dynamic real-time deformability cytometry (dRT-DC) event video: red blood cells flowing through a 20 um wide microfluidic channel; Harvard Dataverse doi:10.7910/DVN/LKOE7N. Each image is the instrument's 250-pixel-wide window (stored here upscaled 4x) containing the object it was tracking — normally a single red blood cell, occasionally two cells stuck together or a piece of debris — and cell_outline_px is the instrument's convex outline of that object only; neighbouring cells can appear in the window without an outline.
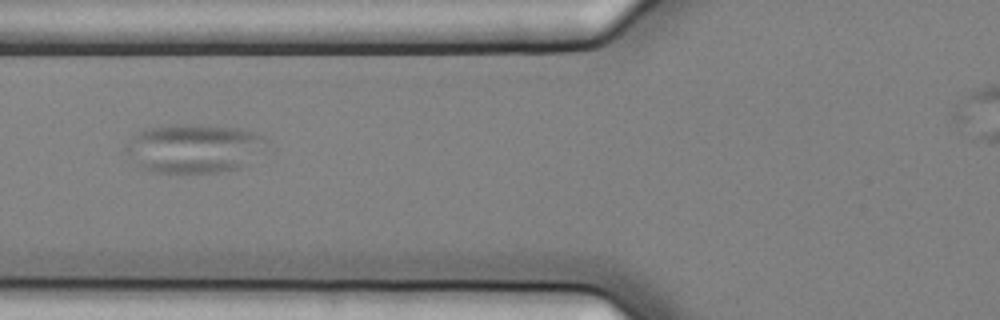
{"species": "common noctule bat (a hibernating species)", "species_latin": "Nyctalus noctula", "temperature_condition": "cold", "stored_images_in_passage": 9, "camera_frame_rate_fps": 3000, "um_per_image_px": 0.085, "animal": {"sex": "female", "body_mass_g": 25.1}, "frame": {"image": 1, "passage_image": 6, "time_ms": 1.667, "image_size_px": [1000, 320], "cell_outline_px": [[264, 140], [240, 168], [224, 172], [156, 172], [144, 168], [124, 152], [124, 148], [140, 132], [148, 128], [172, 124], [184, 124], [240, 128], [264, 136]], "centroid_in_image_um": [16.4, 12.6], "position_along_channel_um": 109.4, "area_um2": 38.55}}
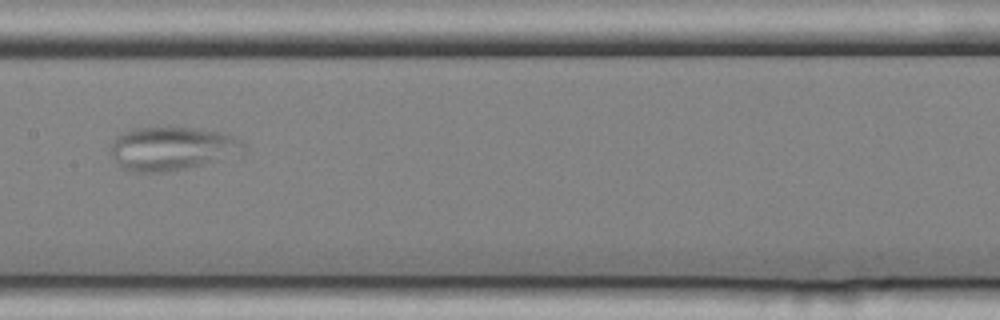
{"frame": {"image": 2, "passage_image": 8, "time_ms": 2.333, "image_size_px": [1000, 320], "cell_outline_px": [[244, 144], [212, 160], [200, 164], [184, 168], [164, 172], [132, 172], [120, 168], [112, 156], [112, 144], [116, 136], [132, 128], [196, 128], [224, 132], [240, 140]], "centroid_in_image_um": [14.41, 12.61], "position_along_channel_um": 193.0, "area_um2": 32.19}}
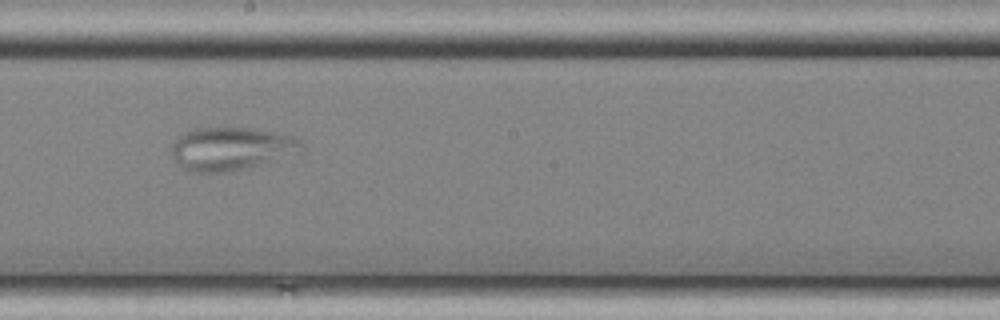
{"frame": {"image": 3, "passage_image": 9, "time_ms": 2.667, "image_size_px": [1000, 320], "cell_outline_px": [[304, 144], [256, 164], [228, 172], [188, 172], [172, 156], [172, 144], [180, 136], [196, 128], [252, 128], [276, 132], [292, 136]], "centroid_in_image_um": [19.46, 12.61], "position_along_channel_um": 228.7, "area_um2": 30.75}}